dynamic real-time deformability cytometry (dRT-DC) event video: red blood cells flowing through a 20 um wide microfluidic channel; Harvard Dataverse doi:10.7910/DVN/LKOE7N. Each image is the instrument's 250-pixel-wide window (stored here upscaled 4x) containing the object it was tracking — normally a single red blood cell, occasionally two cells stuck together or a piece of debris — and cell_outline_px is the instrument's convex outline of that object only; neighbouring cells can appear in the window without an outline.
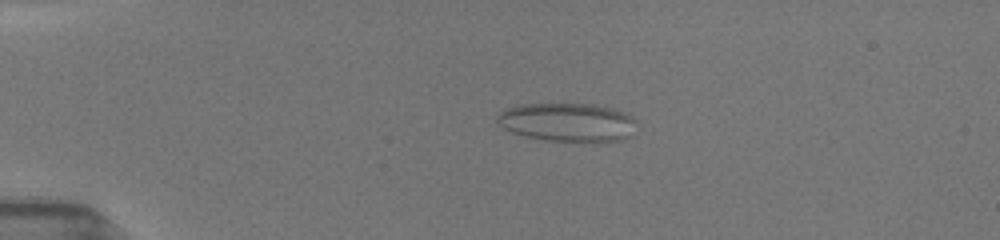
{"species": "common noctule bat (a hibernating species)", "species_latin": "Nyctalus noctula", "temperature_condition": "room temperature", "stored_images_in_passage": 24, "camera_frame_rate_fps": 3000, "um_per_image_px": 0.085, "animal": {"sex": "female", "body_mass_g": 19.5, "forearm_length_mm": 54.1}, "frame": {"image": 1, "passage_image": 9, "time_ms": 2.667, "image_size_px": [1000, 240], "cell_outline_px": [[636, 120], [628, 136], [620, 140], [596, 144], [584, 144], [544, 140], [512, 132], [504, 128], [496, 120], [496, 116], [500, 112], [516, 104], [592, 104], [624, 112], [632, 116]], "centroid_in_image_um": [48.23, 10.43], "position_along_channel_um": 36.8, "area_um2": 31.79}}
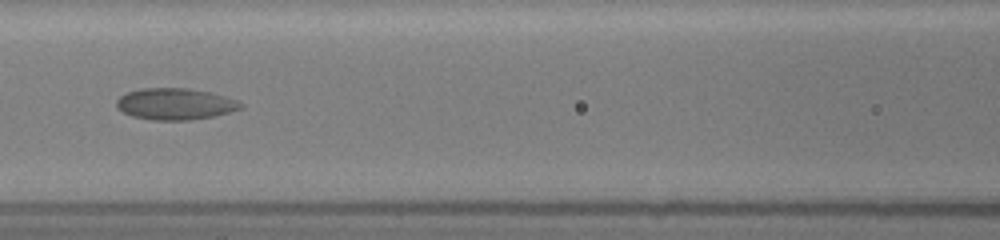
{"frame": {"image": 2, "passage_image": 21, "time_ms": 7.0, "image_size_px": [1000, 240], "cell_outline_px": [[244, 108], [212, 116], [192, 120], [152, 120], [132, 116], [116, 108], [116, 100], [120, 96], [128, 92], [140, 88], [188, 88], [208, 92], [224, 96], [236, 100], [244, 104]], "centroid_in_image_um": [14.87, 8.84], "position_along_channel_um": 151.7, "area_um2": 22.77}}
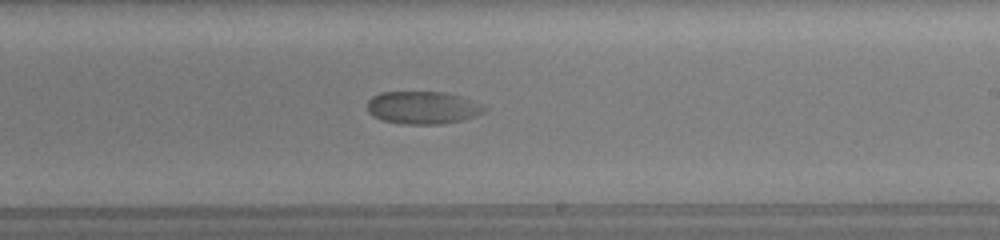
{"frame": {"image": 3, "passage_image": 24, "time_ms": 9.667, "image_size_px": [1000, 240], "cell_outline_px": [[488, 108], [484, 112], [476, 116], [460, 120], [440, 124], [404, 124], [380, 120], [372, 116], [368, 112], [368, 100], [372, 96], [380, 92], [448, 92], [460, 96]], "centroid_in_image_um": [35.89, 9.15], "position_along_channel_um": 253.1, "area_um2": 22.31}}